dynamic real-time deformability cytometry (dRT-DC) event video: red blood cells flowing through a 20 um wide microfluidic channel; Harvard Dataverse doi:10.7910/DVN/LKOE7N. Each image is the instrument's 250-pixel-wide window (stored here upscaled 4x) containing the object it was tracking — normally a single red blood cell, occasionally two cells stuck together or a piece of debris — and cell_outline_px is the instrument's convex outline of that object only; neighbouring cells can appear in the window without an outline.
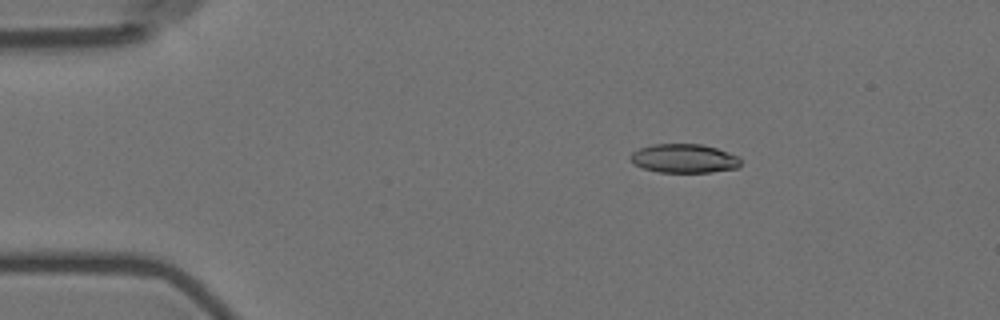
{"species": "Egyptian fruit bat (a non-hibernating species)", "species_latin": "Rousettus aegyptiacus", "temperature_condition": "room temperature", "stored_images_in_passage": 4, "camera_frame_rate_fps": 3000, "um_per_image_px": 0.085, "animal": {"sex": "female"}, "frame": {"image": 1, "passage_image": 2, "time_ms": 1.0, "image_size_px": [1000, 320], "cell_outline_px": [[740, 164], [736, 168], [712, 172], [660, 172], [644, 168], [636, 164], [628, 156], [632, 152], [640, 148], [652, 144], [700, 144], [716, 148], [740, 156]], "centroid_in_image_um": [58.16, 13.46], "position_along_channel_um": 26.8, "area_um2": 18.44}}